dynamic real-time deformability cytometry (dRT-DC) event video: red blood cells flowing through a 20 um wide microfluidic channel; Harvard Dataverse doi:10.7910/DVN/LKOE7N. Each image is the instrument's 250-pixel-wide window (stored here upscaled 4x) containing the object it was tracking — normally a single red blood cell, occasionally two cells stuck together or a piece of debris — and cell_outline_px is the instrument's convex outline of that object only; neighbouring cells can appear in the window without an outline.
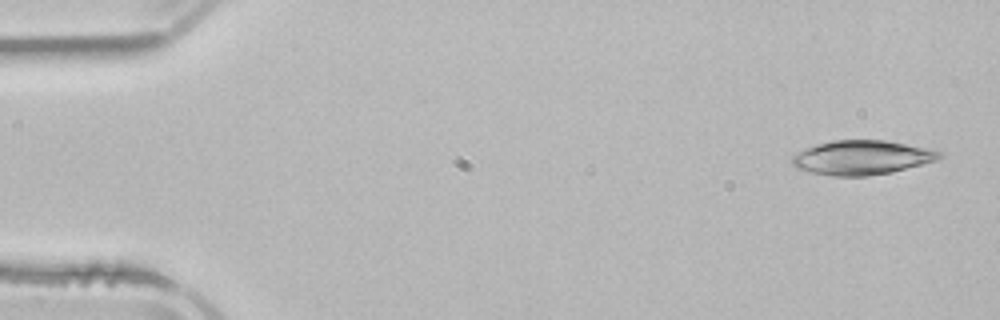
{"species": "common noctule bat (a hibernating species)", "species_latin": "Nyctalus noctula", "temperature_condition": "room temperature", "stored_images_in_passage": 3, "camera_frame_rate_fps": 3000, "um_per_image_px": 0.085, "animal": {"sex": "male", "body_mass_g": 21.5, "forearm_length_mm": 52.0}, "frame": {"image": 1, "passage_image": 1, "time_ms": 0.0, "image_size_px": [1000, 320], "cell_outline_px": [[944, 156], [940, 160], [892, 172], [868, 176], [832, 176], [812, 172], [796, 168], [792, 164], [792, 156], [796, 152], [804, 148], [816, 144], [832, 140], [884, 140], [944, 152]], "centroid_in_image_um": [73.26, 13.39], "position_along_channel_um": 11.7, "area_um2": 29.59}}
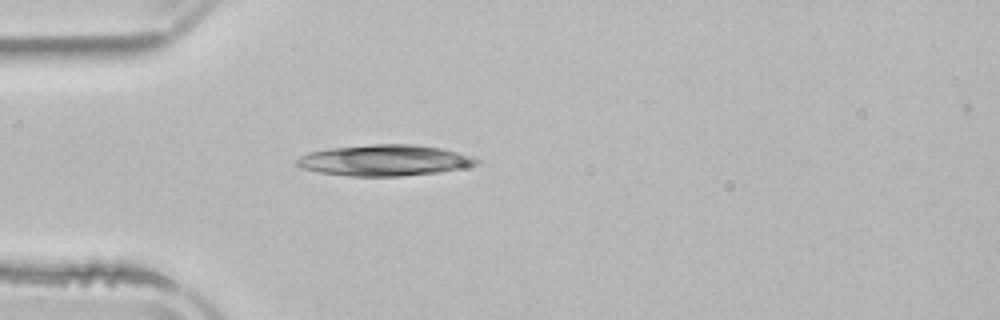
{"frame": {"image": 2, "passage_image": 3, "time_ms": 4.0, "image_size_px": [1000, 320], "cell_outline_px": [[480, 160], [476, 164], [440, 172], [400, 176], [348, 176], [320, 172], [300, 168], [296, 164], [296, 160], [300, 156], [308, 152], [328, 148], [372, 144], [416, 144], [440, 148], [460, 152], [472, 156]], "centroid_in_image_um": [32.65, 13.62], "position_along_channel_um": 52.3, "area_um2": 32.54}}